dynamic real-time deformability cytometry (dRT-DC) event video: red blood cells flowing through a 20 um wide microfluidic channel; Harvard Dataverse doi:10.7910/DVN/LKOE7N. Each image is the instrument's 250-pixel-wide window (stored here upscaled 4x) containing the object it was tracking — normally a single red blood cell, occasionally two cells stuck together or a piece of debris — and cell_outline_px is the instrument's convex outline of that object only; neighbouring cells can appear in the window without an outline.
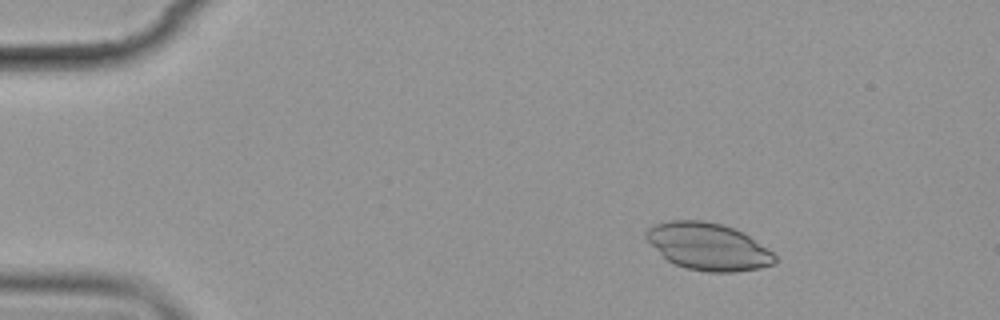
{"species": "common noctule bat (a hibernating species)", "species_latin": "Nyctalus noctula", "temperature_condition": "cold", "stored_images_in_passage": 7, "camera_frame_rate_fps": 3000, "um_per_image_px": 0.085, "animal": {"sex": "female", "body_mass_g": 19.9}, "frame": {"image": 1, "passage_image": 3, "time_ms": 2.333, "image_size_px": [1000, 320], "cell_outline_px": [[776, 260], [772, 264], [760, 268], [736, 272], [708, 272], [688, 268], [676, 264], [668, 260], [644, 236], [644, 232], [648, 228], [656, 224], [672, 220], [700, 220], [720, 224], [732, 228], [748, 236], [772, 252], [776, 256]], "centroid_in_image_um": [60.19, 20.96], "position_along_channel_um": 24.8, "area_um2": 34.68}}